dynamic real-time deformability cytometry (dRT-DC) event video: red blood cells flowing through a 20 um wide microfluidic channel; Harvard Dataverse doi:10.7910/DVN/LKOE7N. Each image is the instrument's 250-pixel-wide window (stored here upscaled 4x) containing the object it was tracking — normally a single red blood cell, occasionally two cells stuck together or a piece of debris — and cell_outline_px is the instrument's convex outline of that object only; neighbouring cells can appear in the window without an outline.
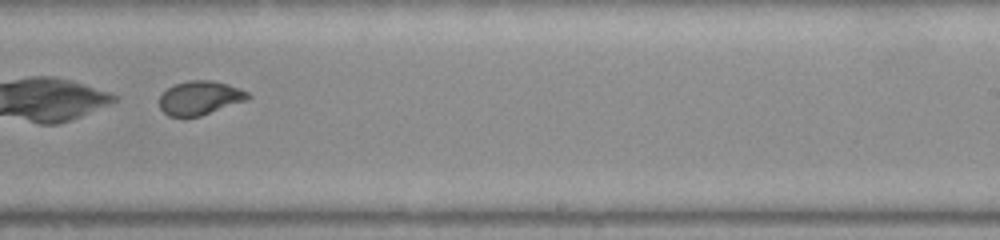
{"species": "common noctule bat (a hibernating species)", "species_latin": "Nyctalus noctula", "temperature_condition": "warm", "stored_images_in_passage": 31, "camera_frame_rate_fps": 3000, "um_per_image_px": 0.085, "animal": {"sex": "female", "body_mass_g": 22.0, "forearm_length_mm": 56.7}, "frame": {"image": 1, "passage_image": 18, "time_ms": 5.667, "image_size_px": [1000, 240], "cell_outline_px": [[252, 96], [248, 100], [200, 116], [168, 116], [160, 108], [160, 96], [168, 88], [176, 84], [188, 80], [212, 80], [228, 84], [248, 92]], "centroid_in_image_um": [17.02, 8.32], "position_along_channel_um": 272.0, "area_um2": 17.4}}